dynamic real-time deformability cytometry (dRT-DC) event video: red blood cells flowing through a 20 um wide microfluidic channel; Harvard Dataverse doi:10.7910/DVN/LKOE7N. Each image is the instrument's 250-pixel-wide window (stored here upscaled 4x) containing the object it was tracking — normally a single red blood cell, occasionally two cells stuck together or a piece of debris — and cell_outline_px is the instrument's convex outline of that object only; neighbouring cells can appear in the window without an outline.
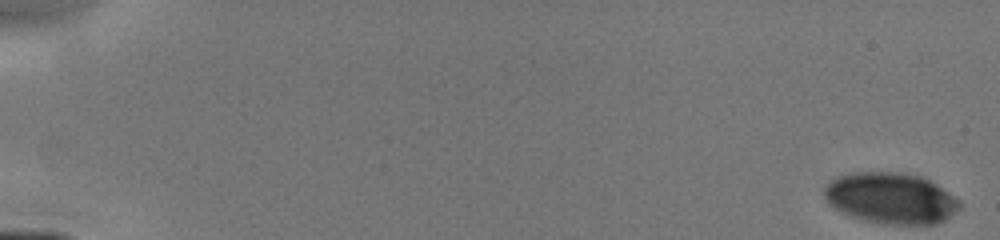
{"species": "human", "species_latin": "Homo sapiens", "temperature_condition": "cold", "stored_images_in_passage": 20, "camera_frame_rate_fps": 3000, "um_per_image_px": 0.085, "donor": {"sex": "male"}, "frame": {"image": 1, "passage_image": 1, "time_ms": 0.0, "image_size_px": [1000, 240], "cell_outline_px": [[960, 208], [944, 220], [936, 224], [884, 224], [864, 220], [840, 212], [828, 204], [824, 196], [824, 188], [836, 176], [852, 172], [900, 172], [920, 176], [936, 184], [960, 200]], "centroid_in_image_um": [75.69, 16.84], "position_along_channel_um": 9.3, "area_um2": 40.29}}
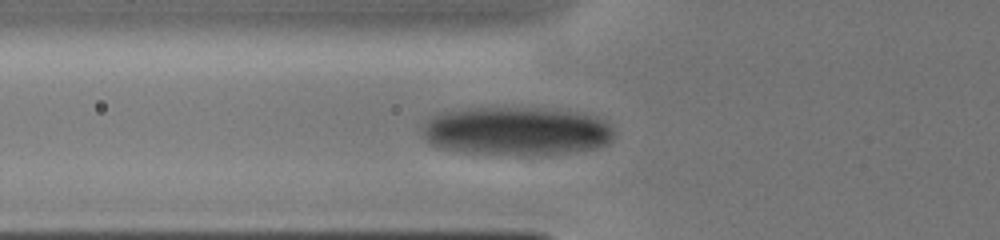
{"frame": {"image": 2, "passage_image": 11, "time_ms": 6.0, "image_size_px": [1000, 240], "cell_outline_px": [[616, 132], [604, 144], [596, 148], [572, 152], [516, 156], [464, 152], [436, 148], [428, 144], [420, 132], [420, 128], [436, 112], [452, 108], [492, 104], [496, 104], [560, 108], [584, 112], [608, 120], [612, 124]], "centroid_in_image_um": [43.83, 11.07], "position_along_channel_um": 82.0, "area_um2": 57.68}}
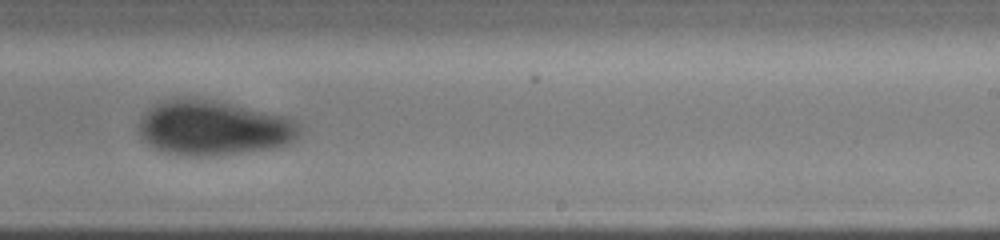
{"frame": {"image": 3, "passage_image": 19, "time_ms": 10.333, "image_size_px": [1000, 240], "cell_outline_px": [[300, 132], [296, 140], [280, 148], [216, 156], [188, 156], [160, 152], [148, 144], [140, 136], [136, 124], [140, 116], [148, 108], [172, 96], [188, 96], [216, 100], [284, 116], [300, 124]], "centroid_in_image_um": [18.09, 10.87], "position_along_channel_um": 270.9, "area_um2": 52.77}}